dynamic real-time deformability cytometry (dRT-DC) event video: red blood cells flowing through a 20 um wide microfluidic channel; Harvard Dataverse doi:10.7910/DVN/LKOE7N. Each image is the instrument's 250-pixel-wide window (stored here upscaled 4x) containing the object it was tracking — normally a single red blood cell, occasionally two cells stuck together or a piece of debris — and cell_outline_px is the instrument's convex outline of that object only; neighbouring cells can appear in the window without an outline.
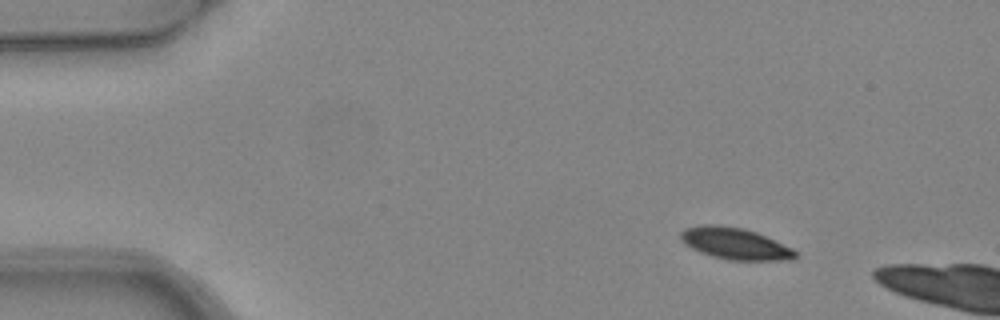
{"species": "common noctule bat (a hibernating species)", "species_latin": "Nyctalus noctula", "temperature_condition": "warm", "stored_images_in_passage": 2, "camera_frame_rate_fps": 3000, "um_per_image_px": 0.085, "animal": {"sex": "female", "body_mass_g": 24.6, "forearm_length_mm": 56.2}, "frame": {"image": 1, "passage_image": 1, "time_ms": 0.0, "image_size_px": [1000, 320], "cell_outline_px": [[796, 256], [792, 260], [728, 260], [712, 256], [700, 252], [684, 244], [680, 240], [680, 232], [684, 228], [700, 224], [716, 224], [744, 228], [756, 232], [792, 248], [796, 252]], "centroid_in_image_um": [62.43, 20.69], "position_along_channel_um": 22.6, "area_um2": 21.21}}